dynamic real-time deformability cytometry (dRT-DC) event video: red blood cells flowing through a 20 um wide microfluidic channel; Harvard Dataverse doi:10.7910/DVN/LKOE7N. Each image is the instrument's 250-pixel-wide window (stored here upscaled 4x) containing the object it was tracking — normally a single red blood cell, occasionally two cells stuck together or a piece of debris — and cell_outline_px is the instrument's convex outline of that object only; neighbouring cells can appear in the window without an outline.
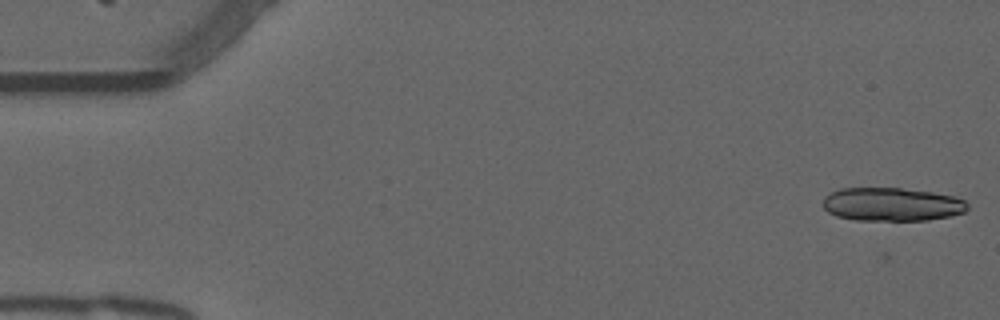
{"species": "common noctule bat (a hibernating species)", "species_latin": "Nyctalus noctula", "temperature_condition": "warm", "stored_images_in_passage": 48, "camera_frame_rate_fps": 3000, "um_per_image_px": 0.085, "animal": {"sex": "male", "forearm_length_mm": 52.5}, "frame": {"image": 1, "passage_image": 6, "time_ms": 1.667, "image_size_px": [1000, 320], "cell_outline_px": [[968, 208], [964, 212], [948, 216], [928, 220], [856, 220], [836, 216], [828, 212], [824, 208], [824, 196], [840, 188], [900, 188], [932, 192], [956, 196], [964, 200], [968, 204]], "centroid_in_image_um": [75.81, 17.36], "position_along_channel_um": 9.2, "area_um2": 28.15}}
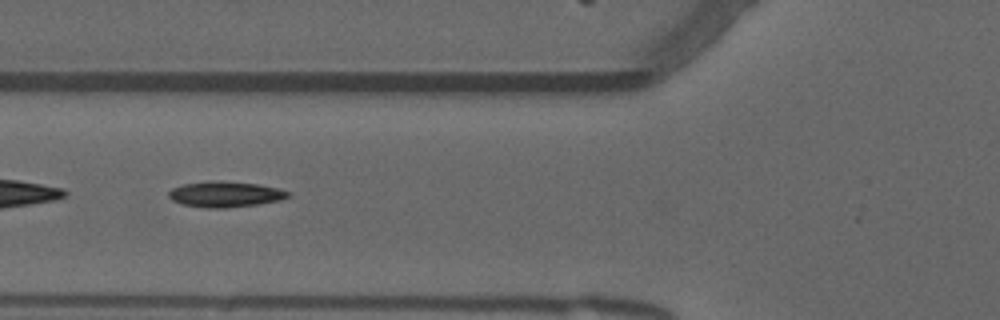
{"frame": {"image": 2, "passage_image": 25, "time_ms": 8.0, "image_size_px": [1000, 320], "cell_outline_px": [[292, 192], [288, 196], [280, 200], [256, 204], [228, 208], [208, 208], [184, 204], [172, 200], [168, 196], [168, 192], [172, 188], [184, 184], [212, 180], [220, 180], [256, 184], [276, 188]], "centroid_in_image_um": [19.13, 16.5], "position_along_channel_um": 106.7, "area_um2": 17.74}}
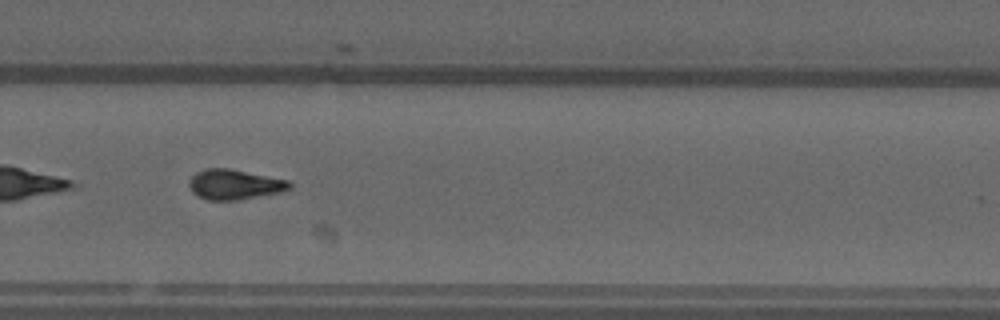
{"frame": {"image": 3, "passage_image": 41, "time_ms": 13.333, "image_size_px": [1000, 320], "cell_outline_px": [[292, 188], [284, 192], [236, 200], [208, 200], [196, 196], [192, 192], [188, 184], [192, 176], [196, 172], [204, 168], [228, 168], [288, 180], [292, 184]], "centroid_in_image_um": [19.93, 15.68], "position_along_channel_um": 309.9, "area_um2": 17.74}}